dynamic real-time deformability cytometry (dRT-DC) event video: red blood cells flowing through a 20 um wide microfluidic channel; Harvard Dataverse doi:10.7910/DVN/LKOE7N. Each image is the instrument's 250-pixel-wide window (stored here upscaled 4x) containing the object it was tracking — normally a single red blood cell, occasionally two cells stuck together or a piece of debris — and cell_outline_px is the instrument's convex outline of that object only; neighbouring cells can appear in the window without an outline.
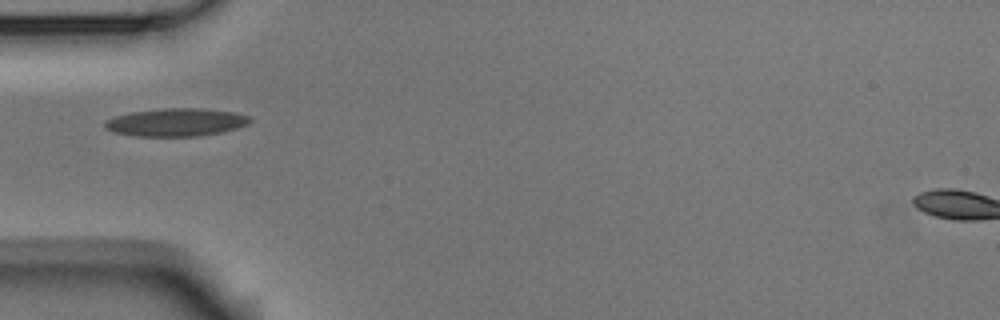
{"species": "Egyptian fruit bat (a non-hibernating species)", "species_latin": "Rousettus aegyptiacus", "temperature_condition": "room temperature", "stored_images_in_passage": 6, "camera_frame_rate_fps": 3000, "um_per_image_px": 0.085, "animal": {"sex": "male"}, "frame": {"image": 1, "passage_image": 5, "time_ms": 1.333, "image_size_px": [1000, 320], "cell_outline_px": [[252, 120], [248, 124], [224, 132], [200, 136], [136, 136], [112, 132], [104, 128], [104, 120], [116, 116], [132, 112], [160, 108], [200, 108], [236, 112], [252, 116]], "centroid_in_image_um": [14.99, 10.39], "position_along_channel_um": 70.0, "area_um2": 23.93}}
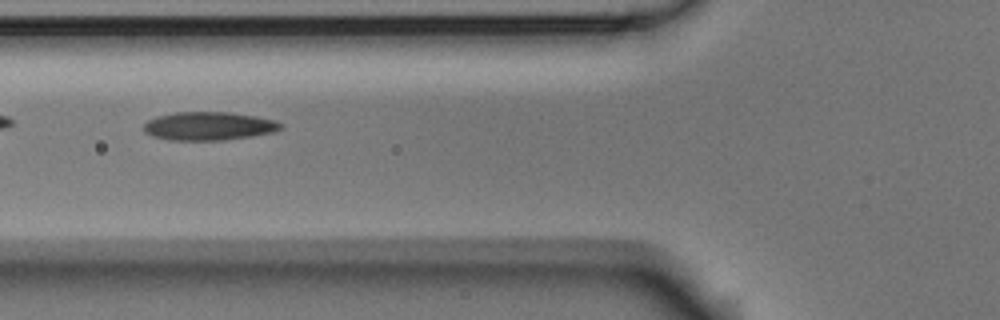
{"frame": {"image": 2, "passage_image": 6, "time_ms": 1.667, "image_size_px": [1000, 320], "cell_outline_px": [[284, 128], [276, 132], [252, 136], [224, 140], [168, 140], [152, 136], [144, 132], [144, 124], [148, 120], [156, 116], [176, 112], [228, 112], [256, 116], [276, 120], [284, 124]], "centroid_in_image_um": [17.79, 10.72], "position_along_channel_um": 108.0, "area_um2": 22.95}}